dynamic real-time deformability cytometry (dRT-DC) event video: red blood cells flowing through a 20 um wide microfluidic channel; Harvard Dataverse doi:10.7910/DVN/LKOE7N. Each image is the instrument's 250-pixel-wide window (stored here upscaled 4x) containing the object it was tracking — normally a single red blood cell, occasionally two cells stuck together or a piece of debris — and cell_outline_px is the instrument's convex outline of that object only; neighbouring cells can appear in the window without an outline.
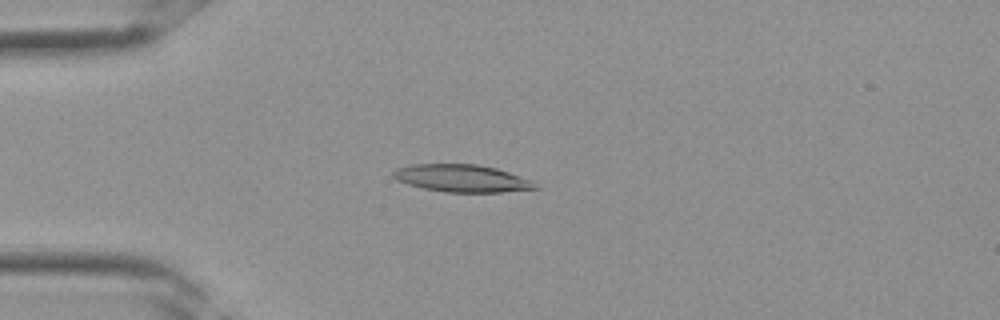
{"species": "Egyptian fruit bat (a non-hibernating species)", "species_latin": "Rousettus aegyptiacus", "temperature_condition": "room temperature", "stored_images_in_passage": 35, "camera_frame_rate_fps": 3000, "um_per_image_px": 0.085, "frame": {"image": 1, "passage_image": 9, "time_ms": 2.667, "image_size_px": [1000, 320], "cell_outline_px": [[540, 188], [500, 192], [444, 192], [424, 188], [408, 184], [396, 180], [392, 176], [392, 172], [396, 168], [412, 164], [480, 164], [496, 168], [532, 180]], "centroid_in_image_um": [39.24, 15.15], "position_along_channel_um": 45.8, "area_um2": 22.72}}
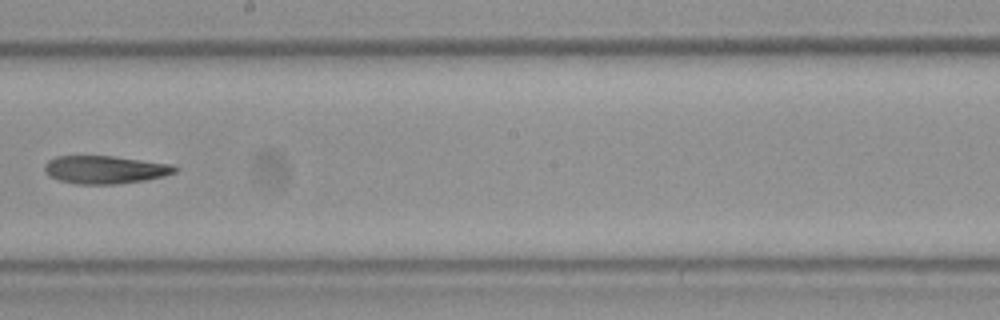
{"frame": {"image": 2, "passage_image": 20, "time_ms": 6.333, "image_size_px": [1000, 320], "cell_outline_px": [[180, 168], [176, 172], [164, 176], [144, 180], [116, 184], [76, 184], [60, 180], [48, 176], [44, 168], [44, 164], [48, 160], [56, 156], [112, 156], [172, 164]], "centroid_in_image_um": [8.93, 14.42], "position_along_channel_um": 239.3, "area_um2": 21.27}}
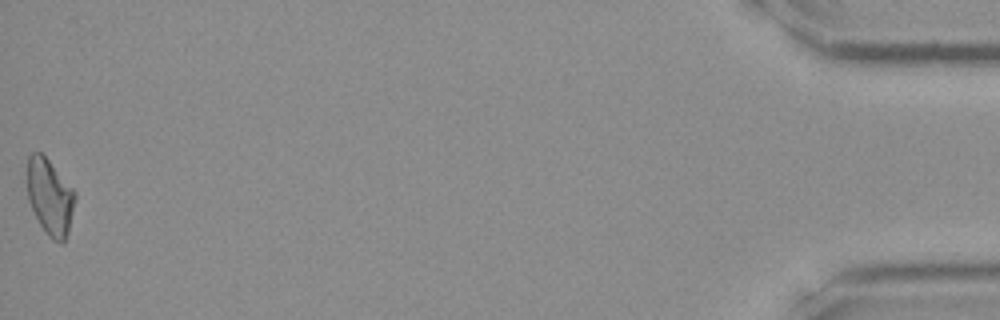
{"frame": {"image": 3, "passage_image": 35, "time_ms": 11.333, "image_size_px": [1000, 320], "cell_outline_px": [[76, 196], [68, 232], [64, 244], [60, 244], [52, 240], [48, 236], [40, 224], [28, 200], [28, 156], [32, 152], [40, 152], [48, 160], [76, 192]], "centroid_in_image_um": [4.26, 16.77], "position_along_channel_um": 430.9, "area_um2": 20.98}}